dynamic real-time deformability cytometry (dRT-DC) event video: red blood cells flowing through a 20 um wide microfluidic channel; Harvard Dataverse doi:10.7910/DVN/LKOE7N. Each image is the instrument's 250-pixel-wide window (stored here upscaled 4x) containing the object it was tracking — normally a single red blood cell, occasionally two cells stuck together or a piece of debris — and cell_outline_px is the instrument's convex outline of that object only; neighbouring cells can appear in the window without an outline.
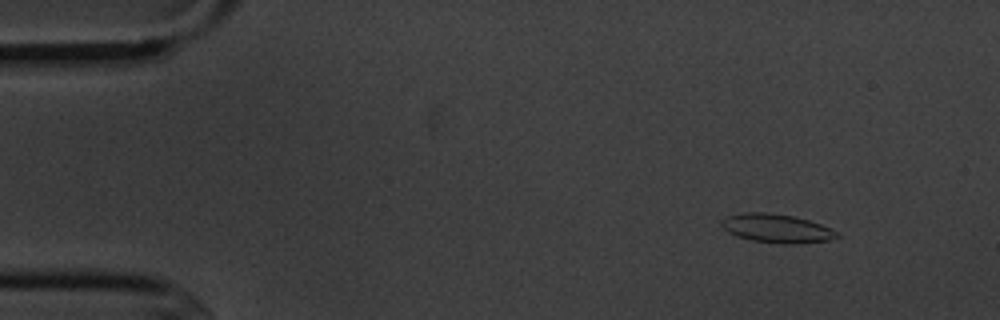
{"species": "common noctule bat (a hibernating species)", "species_latin": "Nyctalus noctula", "temperature_condition": "cold", "stored_images_in_passage": 5, "camera_frame_rate_fps": 3000, "um_per_image_px": 0.085, "animal": {"sex": "male", "body_mass_g": 20.1, "forearm_length_mm": 53.5}, "frame": {"image": 1, "passage_image": 5, "time_ms": 5.667, "image_size_px": [1000, 320], "cell_outline_px": [[840, 236], [828, 240], [796, 244], [784, 244], [752, 240], [736, 236], [728, 232], [720, 224], [720, 220], [728, 216], [740, 212], [768, 212], [796, 216], [832, 228], [840, 232]], "centroid_in_image_um": [66.03, 19.4], "position_along_channel_um": 19.0, "area_um2": 19.54}}